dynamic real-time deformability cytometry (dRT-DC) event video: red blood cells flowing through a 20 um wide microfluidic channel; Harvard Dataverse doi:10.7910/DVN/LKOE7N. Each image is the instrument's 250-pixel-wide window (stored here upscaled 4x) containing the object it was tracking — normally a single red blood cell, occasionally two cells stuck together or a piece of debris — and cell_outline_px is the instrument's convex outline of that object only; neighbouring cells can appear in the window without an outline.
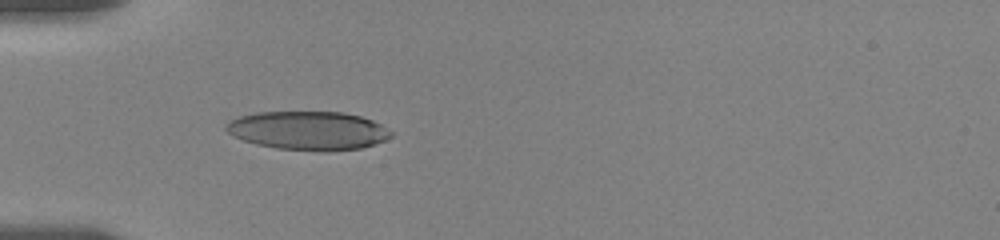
{"species": "human", "species_latin": "Homo sapiens", "temperature_condition": "room temperature", "stored_images_in_passage": 12, "camera_frame_rate_fps": 3000, "um_per_image_px": 0.085, "donor": {"sex": "female"}, "frame": {"image": 1, "passage_image": 1, "time_ms": 0.0, "image_size_px": [1000, 240], "cell_outline_px": [[396, 132], [392, 136], [376, 144], [360, 148], [328, 152], [276, 148], [256, 144], [244, 140], [228, 132], [224, 128], [228, 120], [240, 116], [256, 112], [344, 112], [360, 116], [372, 120]], "centroid_in_image_um": [26.23, 11.1], "position_along_channel_um": 58.8, "area_um2": 37.4}}
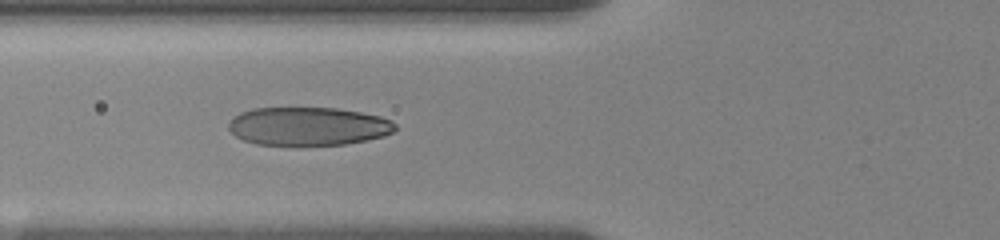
{"frame": {"image": 2, "passage_image": 11, "time_ms": 1.333, "image_size_px": [1000, 240], "cell_outline_px": [[396, 128], [392, 132], [384, 136], [344, 144], [256, 144], [244, 140], [236, 136], [228, 128], [228, 120], [232, 116], [240, 112], [252, 108], [336, 108], [360, 112], [380, 116], [392, 120], [396, 124]], "centroid_in_image_um": [26.17, 10.71], "position_along_channel_um": 99.6, "area_um2": 37.05}}